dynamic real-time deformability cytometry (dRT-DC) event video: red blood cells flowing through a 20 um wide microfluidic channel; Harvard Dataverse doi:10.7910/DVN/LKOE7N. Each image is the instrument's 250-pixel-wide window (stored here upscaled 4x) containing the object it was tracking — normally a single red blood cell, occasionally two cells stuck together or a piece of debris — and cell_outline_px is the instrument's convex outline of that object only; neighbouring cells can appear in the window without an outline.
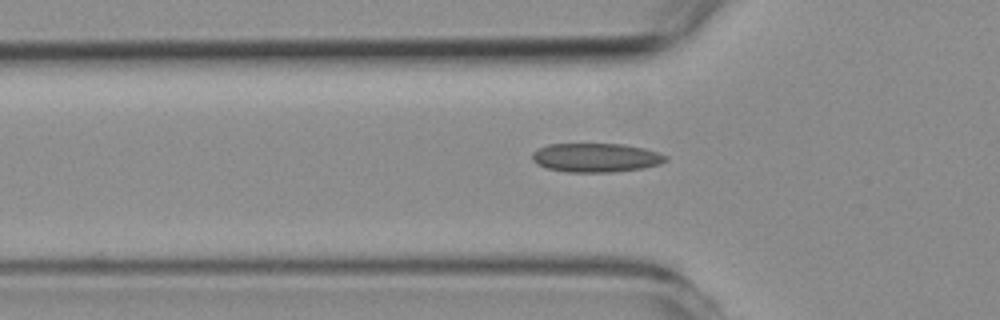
{"species": "common noctule bat (a hibernating species)", "species_latin": "Nyctalus noctula", "temperature_condition": "room temperature", "stored_images_in_passage": 37, "camera_frame_rate_fps": 3000, "um_per_image_px": 0.085, "animal": {"sex": "female", "body_mass_g": 19.3, "forearm_length_mm": 54.1}, "frame": {"image": 1, "passage_image": 6, "time_ms": 1.667, "image_size_px": [1000, 320], "cell_outline_px": [[668, 160], [660, 164], [644, 168], [612, 172], [568, 172], [548, 168], [536, 164], [532, 160], [532, 152], [548, 144], [624, 144], [644, 148], [668, 156]], "centroid_in_image_um": [50.67, 13.4], "position_along_channel_um": 75.1, "area_um2": 22.54}}
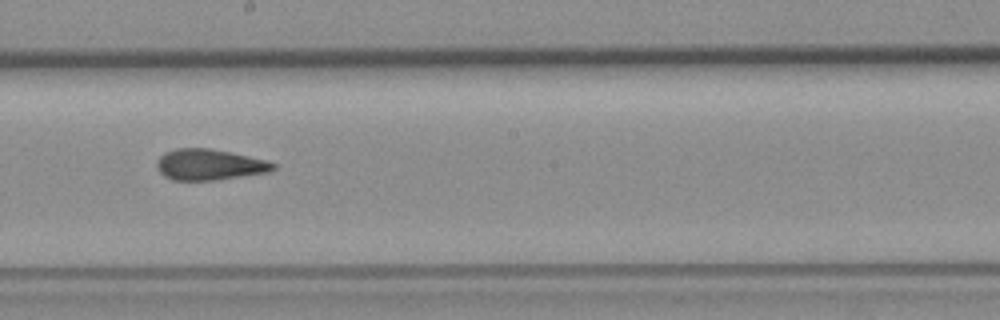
{"frame": {"image": 2, "passage_image": 19, "time_ms": 6.0, "image_size_px": [1000, 320], "cell_outline_px": [[276, 168], [268, 172], [212, 180], [172, 180], [164, 176], [160, 172], [156, 164], [156, 160], [164, 152], [176, 148], [208, 148], [232, 152], [268, 160], [276, 164]], "centroid_in_image_um": [17.79, 13.98], "position_along_channel_um": 230.4, "area_um2": 21.04}}
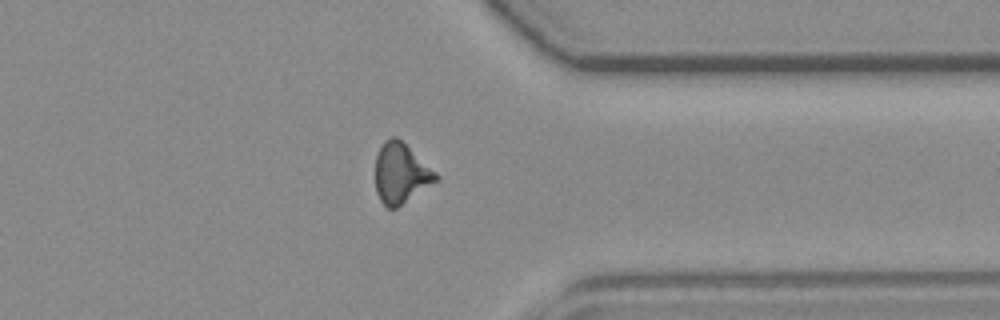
{"frame": {"image": 3, "passage_image": 32, "time_ms": 10.333, "image_size_px": [1000, 320], "cell_outline_px": [[440, 176], [436, 180], [396, 208], [388, 208], [380, 200], [376, 192], [376, 156], [384, 140], [392, 136], [396, 136], [436, 172]], "centroid_in_image_um": [34.04, 14.72], "position_along_channel_um": 377.4, "area_um2": 20.69}}